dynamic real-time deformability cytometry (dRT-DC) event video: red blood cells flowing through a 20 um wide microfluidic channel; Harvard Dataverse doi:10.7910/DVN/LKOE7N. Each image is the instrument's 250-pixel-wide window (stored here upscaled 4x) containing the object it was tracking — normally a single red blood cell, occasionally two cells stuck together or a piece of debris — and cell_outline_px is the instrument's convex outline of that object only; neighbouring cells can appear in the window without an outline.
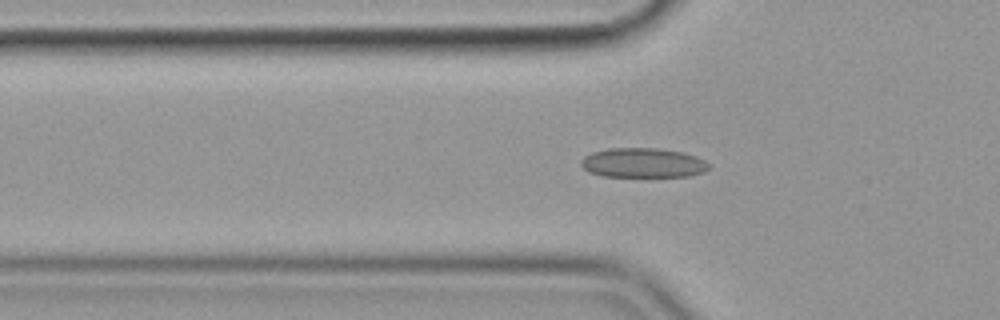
{"species": "common noctule bat (a hibernating species)", "species_latin": "Nyctalus noctula", "temperature_condition": "cold", "stored_images_in_passage": 43, "segment_of_instrument_passage": [1, 2], "camera_frame_rate_fps": 3000, "um_per_image_px": 0.085, "animal": {"sex": "female", "body_mass_g": 19.9}, "frame": {"image": 1, "passage_image": 4, "time_ms": 1.0, "image_size_px": [1000, 320], "cell_outline_px": [[712, 164], [704, 172], [688, 176], [600, 176], [588, 172], [580, 164], [580, 160], [584, 156], [592, 152], [608, 148], [656, 148], [684, 152], [696, 156]], "centroid_in_image_um": [54.64, 13.83], "position_along_channel_um": 71.2, "area_um2": 22.2}}
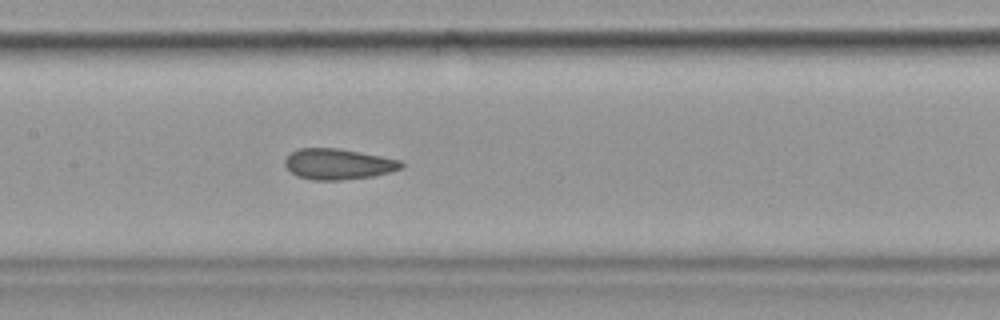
{"frame": {"image": 2, "passage_image": 13, "time_ms": 4.0, "image_size_px": [1000, 320], "cell_outline_px": [[404, 168], [392, 172], [372, 176], [340, 180], [312, 180], [296, 176], [284, 164], [284, 160], [292, 152], [300, 148], [340, 148], [400, 160], [404, 164]], "centroid_in_image_um": [28.77, 13.95], "position_along_channel_um": 178.6, "area_um2": 20.87}}
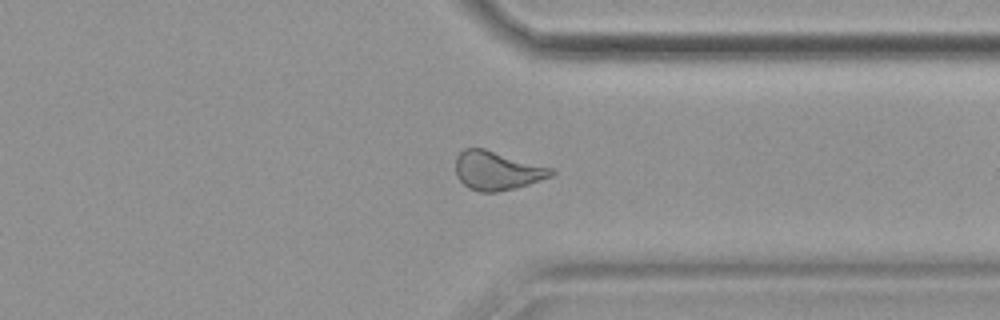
{"frame": {"image": 3, "passage_image": 29, "time_ms": 9.333, "image_size_px": [1000, 320], "cell_outline_px": [[556, 172], [552, 176], [516, 188], [496, 192], [480, 192], [468, 188], [456, 176], [456, 156], [464, 148], [484, 148], [556, 168]], "centroid_in_image_um": [42.28, 14.49], "position_along_channel_um": 369.1, "area_um2": 21.91}}